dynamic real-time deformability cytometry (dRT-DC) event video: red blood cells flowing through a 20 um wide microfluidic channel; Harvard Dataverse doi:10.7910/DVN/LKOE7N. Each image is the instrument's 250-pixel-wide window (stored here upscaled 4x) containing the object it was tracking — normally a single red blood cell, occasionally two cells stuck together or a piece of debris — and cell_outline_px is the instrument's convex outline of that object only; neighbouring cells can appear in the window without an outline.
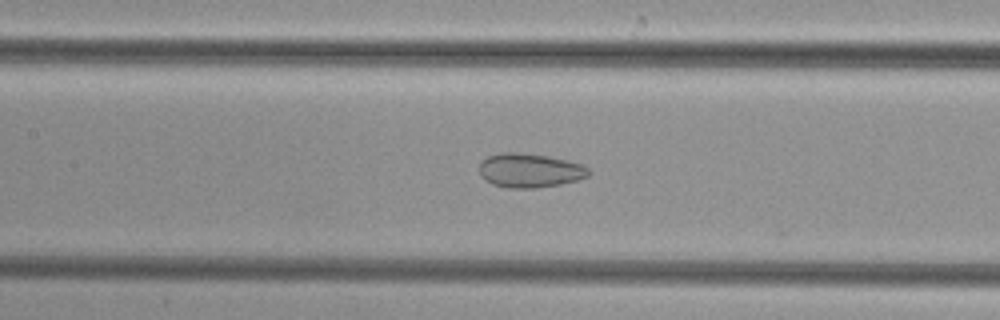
{"species": "common noctule bat (a hibernating species)", "species_latin": "Nyctalus noctula", "temperature_condition": "cold", "stored_images_in_passage": 37, "camera_frame_rate_fps": 3000, "um_per_image_px": 0.085, "animal": {"sex": "female", "body_mass_g": 29.2, "forearm_length_mm": 56.3}, "frame": {"image": 1, "passage_image": 11, "time_ms": 3.333, "image_size_px": [1000, 320], "cell_outline_px": [[592, 172], [588, 176], [576, 180], [560, 184], [536, 188], [508, 188], [492, 184], [484, 180], [480, 176], [480, 160], [488, 156], [500, 152], [516, 152], [548, 156], [568, 160], [584, 164]], "centroid_in_image_um": [45.02, 14.48], "position_along_channel_um": 162.4, "area_um2": 22.02}}
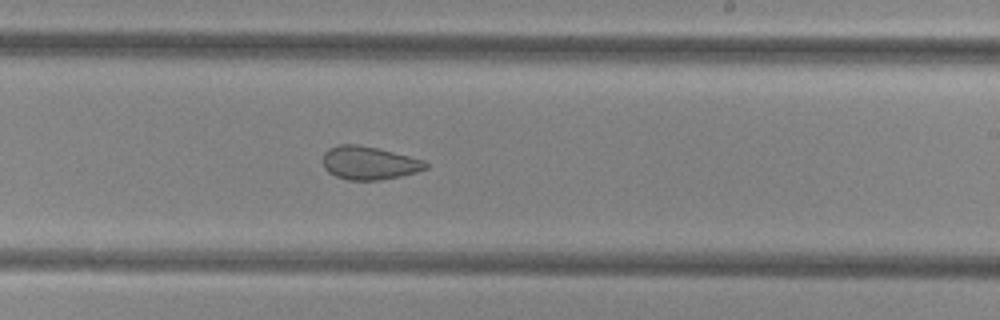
{"frame": {"image": 2, "passage_image": 18, "time_ms": 5.667, "image_size_px": [1000, 320], "cell_outline_px": [[428, 168], [416, 172], [400, 176], [380, 180], [348, 180], [336, 176], [328, 172], [324, 168], [324, 152], [328, 148], [340, 144], [356, 144], [376, 148], [424, 160], [428, 164]], "centroid_in_image_um": [31.36, 13.86], "position_along_channel_um": 257.6, "area_um2": 19.77}}
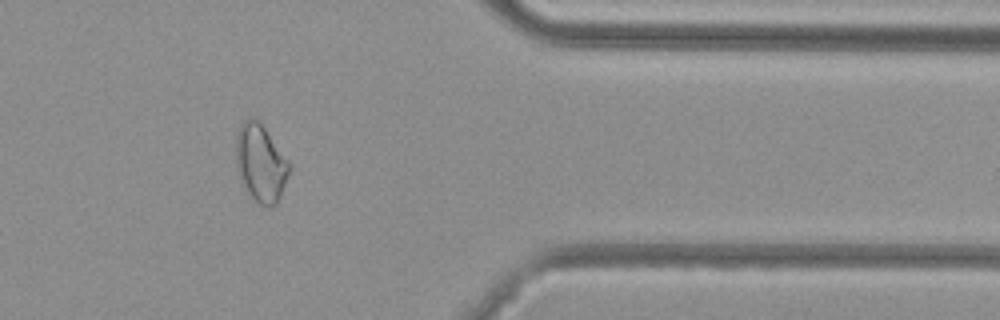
{"frame": {"image": 3, "passage_image": 29, "time_ms": 9.333, "image_size_px": [1000, 320], "cell_outline_px": [[292, 168], [276, 204], [268, 208], [260, 204], [240, 184], [236, 172], [236, 132], [240, 124], [244, 120], [252, 116], [264, 128], [292, 164]], "centroid_in_image_um": [22.14, 13.87], "position_along_channel_um": 389.3, "area_um2": 24.33}}